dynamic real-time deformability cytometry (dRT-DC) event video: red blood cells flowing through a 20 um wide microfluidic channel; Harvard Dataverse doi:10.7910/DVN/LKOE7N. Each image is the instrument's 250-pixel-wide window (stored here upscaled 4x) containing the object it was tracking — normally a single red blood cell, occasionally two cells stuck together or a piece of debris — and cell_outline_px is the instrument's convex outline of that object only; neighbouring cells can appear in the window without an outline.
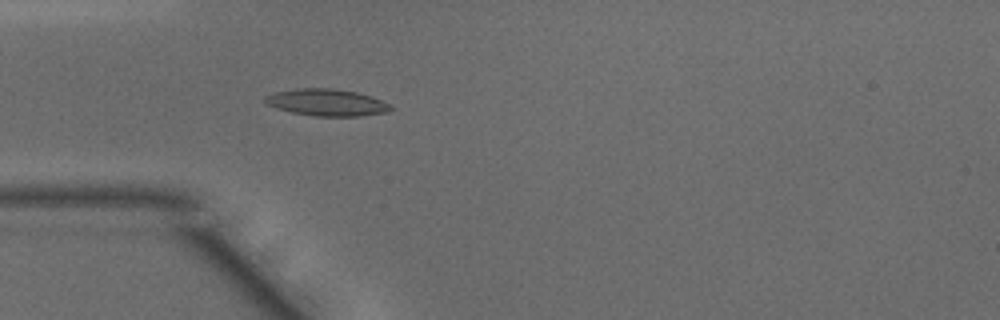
{"species": "common noctule bat (a hibernating species)", "species_latin": "Nyctalus noctula", "temperature_condition": "warm", "stored_images_in_passage": 8, "camera_frame_rate_fps": 3000, "um_per_image_px": 0.085, "animal": {"sex": "male", "body_mass_g": 15.6}, "frame": {"image": 1, "passage_image": 3, "time_ms": 0.667, "image_size_px": [1000, 320], "cell_outline_px": [[392, 108], [388, 112], [360, 116], [316, 116], [292, 112], [276, 108], [268, 104], [264, 100], [264, 96], [276, 92], [296, 88], [332, 88], [356, 92], [392, 104]], "centroid_in_image_um": [27.77, 8.71], "position_along_channel_um": 57.2, "area_um2": 19.54}}
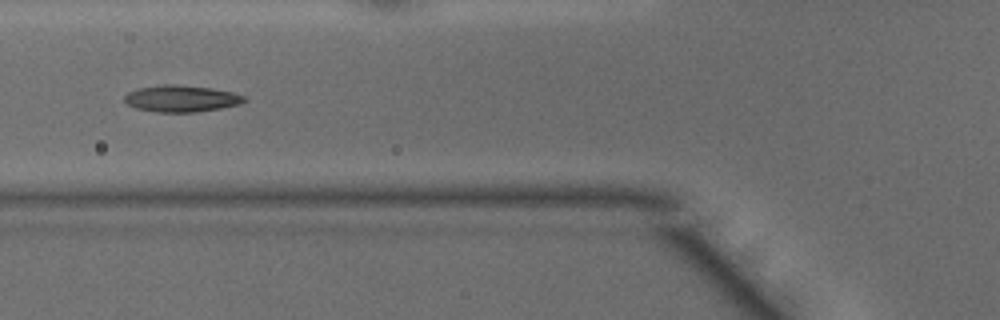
{"frame": {"image": 2, "passage_image": 7, "time_ms": 2.0, "image_size_px": [1000, 320], "cell_outline_px": [[248, 100], [240, 104], [220, 108], [192, 112], [156, 112], [136, 108], [128, 104], [124, 100], [124, 96], [128, 92], [136, 88], [160, 84], [176, 84], [212, 88], [232, 92], [244, 96]], "centroid_in_image_um": [15.39, 8.36], "position_along_channel_um": 110.4, "area_um2": 18.67}}